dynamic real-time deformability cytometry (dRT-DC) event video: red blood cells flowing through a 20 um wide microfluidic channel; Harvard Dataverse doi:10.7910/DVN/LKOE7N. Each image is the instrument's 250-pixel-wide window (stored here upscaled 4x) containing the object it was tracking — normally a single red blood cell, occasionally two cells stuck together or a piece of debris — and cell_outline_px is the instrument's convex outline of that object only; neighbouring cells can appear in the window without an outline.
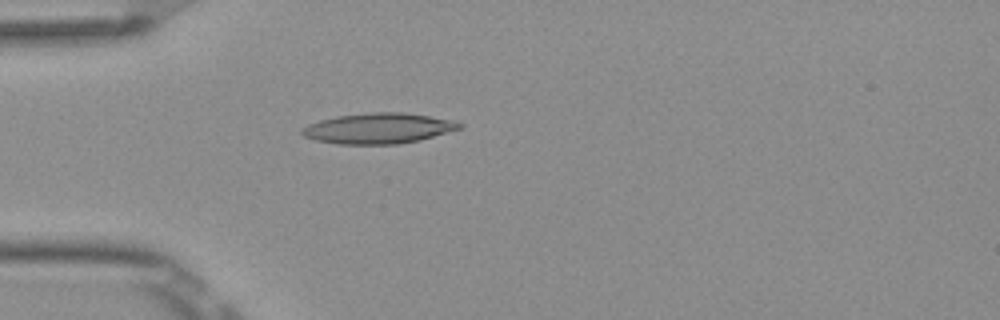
{"species": "Egyptian fruit bat (a non-hibernating species)", "species_latin": "Rousettus aegyptiacus", "temperature_condition": "room temperature", "stored_images_in_passage": 38, "camera_frame_rate_fps": 3000, "um_per_image_px": 0.085, "frame": {"image": 1, "passage_image": 1, "time_ms": 0.0, "image_size_px": [1000, 320], "cell_outline_px": [[464, 124], [460, 128], [420, 140], [396, 144], [336, 144], [316, 140], [304, 136], [300, 132], [300, 128], [308, 124], [320, 120], [336, 116], [368, 112], [404, 112], [452, 120]], "centroid_in_image_um": [32.11, 10.9], "position_along_channel_um": 52.9, "area_um2": 27.98}}
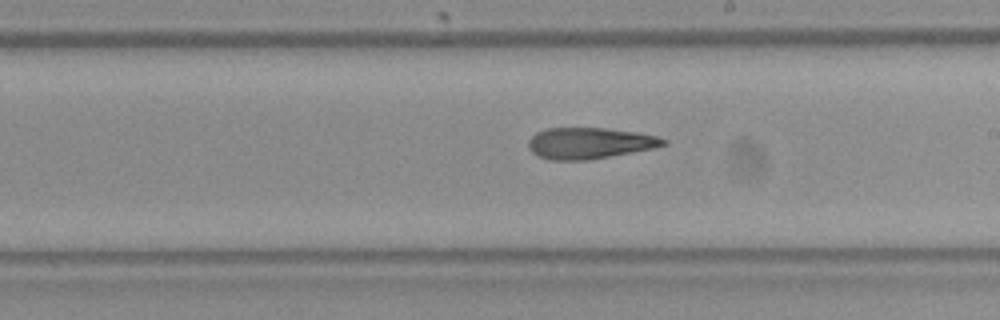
{"frame": {"image": 2, "passage_image": 16, "time_ms": 5.0, "image_size_px": [1000, 320], "cell_outline_px": [[668, 144], [652, 148], [632, 152], [588, 160], [548, 160], [532, 152], [528, 148], [528, 140], [536, 132], [548, 128], [604, 128], [636, 132], [656, 136], [668, 140]], "centroid_in_image_um": [50.09, 12.17], "position_along_channel_um": 238.9, "area_um2": 24.45}}
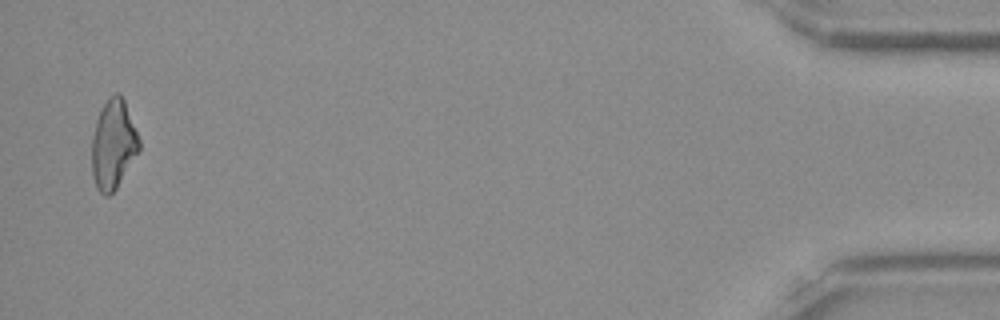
{"frame": {"image": 3, "passage_image": 37, "time_ms": 12.0, "image_size_px": [1000, 320], "cell_outline_px": [[140, 148], [116, 188], [108, 196], [104, 196], [96, 188], [92, 176], [92, 136], [96, 120], [104, 104], [116, 92], [120, 92], [124, 100], [140, 140]], "centroid_in_image_um": [9.61, 12.29], "position_along_channel_um": 425.6, "area_um2": 24.28}, "authors_computed_cell_mechanics": {"area_um2": 25.0563, "velocity_mm_per_s": 3.8973, "shape_relaxation_time_tau1_ms": null, "shape_relaxation_time_tau2_ms": 5.7126, "deformation_change_tau1": null, "deformation_change_tau2": 0.1875}}